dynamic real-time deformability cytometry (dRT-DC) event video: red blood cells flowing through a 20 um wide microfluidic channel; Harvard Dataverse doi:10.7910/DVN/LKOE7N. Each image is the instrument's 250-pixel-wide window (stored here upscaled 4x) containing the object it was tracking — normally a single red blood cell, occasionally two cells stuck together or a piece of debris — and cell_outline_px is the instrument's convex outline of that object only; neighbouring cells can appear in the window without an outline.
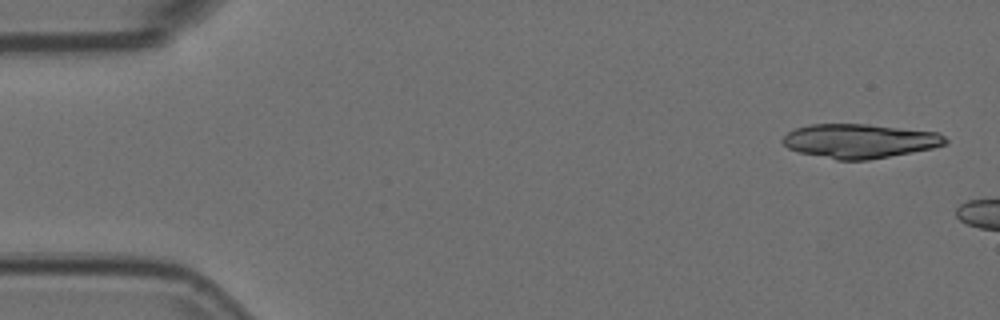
{"species": "Egyptian fruit bat (a non-hibernating species)", "species_latin": "Rousettus aegyptiacus", "temperature_condition": "room temperature", "stored_images_in_passage": 6, "camera_frame_rate_fps": 3000, "um_per_image_px": 0.085, "animal": {"sex": "female"}, "frame": {"image": 1, "passage_image": 2, "time_ms": 0.333, "image_size_px": [1000, 320], "cell_outline_px": [[948, 144], [932, 148], [912, 152], [868, 160], [836, 160], [800, 152], [788, 148], [780, 140], [788, 132], [796, 128], [808, 124], [868, 124], [936, 132], [944, 136], [948, 140]], "centroid_in_image_um": [73.06, 11.98], "position_along_channel_um": 11.9, "area_um2": 32.37}}